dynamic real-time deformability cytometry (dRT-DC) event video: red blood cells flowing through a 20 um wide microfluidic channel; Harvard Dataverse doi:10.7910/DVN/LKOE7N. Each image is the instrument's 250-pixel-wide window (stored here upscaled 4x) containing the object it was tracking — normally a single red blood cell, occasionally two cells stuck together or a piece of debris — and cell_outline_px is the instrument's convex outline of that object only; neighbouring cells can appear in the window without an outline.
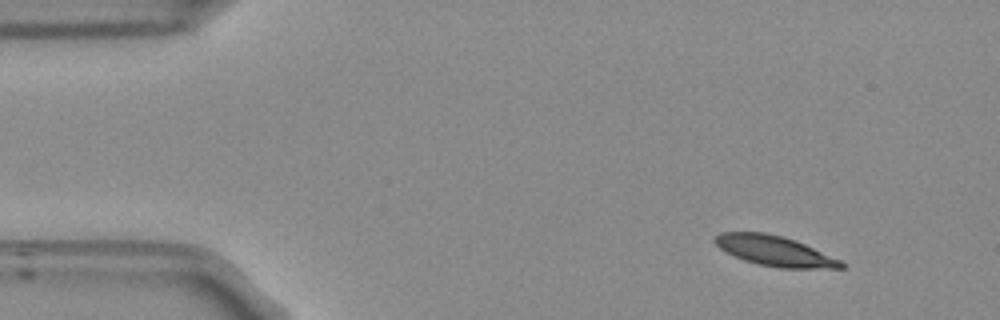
{"species": "Egyptian fruit bat (a non-hibernating species)", "species_latin": "Rousettus aegyptiacus", "temperature_condition": "room temperature", "stored_images_in_passage": 50, "camera_frame_rate_fps": 3000, "um_per_image_px": 0.085, "frame": {"image": 1, "passage_image": 1, "time_ms": 0.0, "image_size_px": [1000, 320], "cell_outline_px": [[844, 268], [780, 268], [760, 264], [744, 260], [720, 248], [712, 240], [720, 232], [764, 232], [796, 240], [840, 260], [844, 264]], "centroid_in_image_um": [65.83, 21.32], "position_along_channel_um": 19.2, "area_um2": 21.79}}
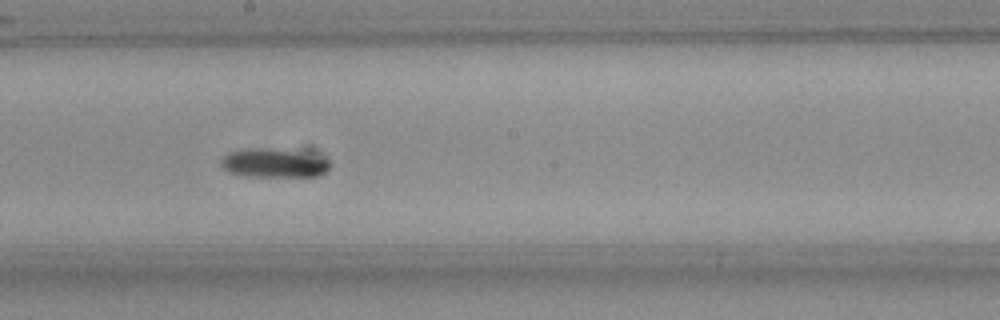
{"frame": {"image": 2, "passage_image": 25, "time_ms": 8.0, "image_size_px": [1000, 320], "cell_outline_px": [[332, 168], [328, 172], [316, 176], [244, 176], [228, 172], [220, 164], [220, 160], [228, 152], [252, 148], [260, 148], [288, 152], [328, 160], [332, 164]], "centroid_in_image_um": [23.22, 13.9], "position_along_channel_um": 225.0, "area_um2": 17.69}}
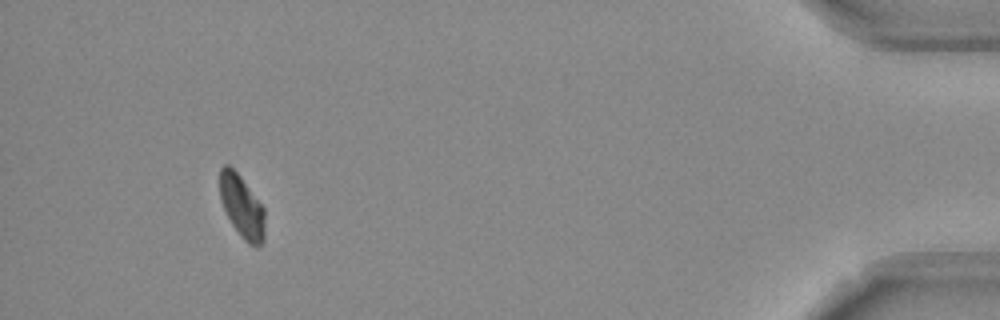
{"frame": {"image": 3, "passage_image": 46, "time_ms": 15.0, "image_size_px": [1000, 320], "cell_outline_px": [[264, 240], [260, 244], [248, 244], [240, 236], [232, 224], [220, 200], [220, 168], [224, 164], [228, 164], [240, 176], [264, 208]], "centroid_in_image_um": [20.54, 17.54], "position_along_channel_um": 414.7, "area_um2": 16.13}, "authors_computed_cell_mechanics": {"area_um2": 17.6579, "velocity_mm_per_s": 3.7349, "shape_relaxation_time_tau1_ms": 7.0799, "shape_relaxation_time_tau2_ms": null, "deformation_change_tau1": 0.1664, "deformation_change_tau2": null}}